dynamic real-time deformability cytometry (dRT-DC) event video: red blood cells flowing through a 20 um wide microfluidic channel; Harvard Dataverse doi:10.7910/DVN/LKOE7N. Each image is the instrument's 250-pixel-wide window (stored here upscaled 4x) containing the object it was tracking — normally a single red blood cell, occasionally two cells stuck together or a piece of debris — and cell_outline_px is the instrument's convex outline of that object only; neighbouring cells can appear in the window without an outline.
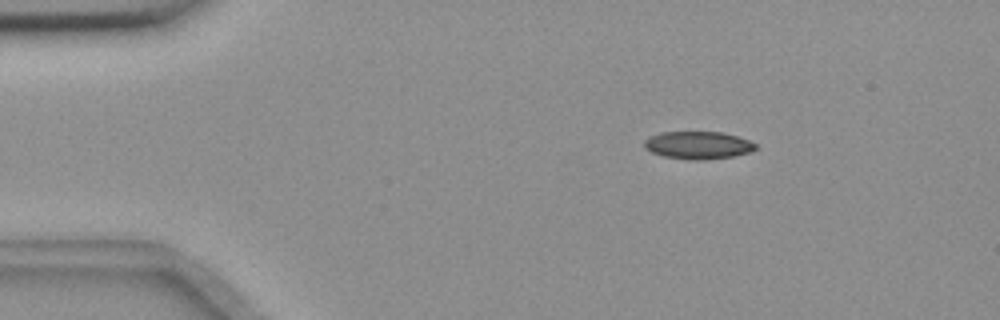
{"species": "common noctule bat (a hibernating species)", "species_latin": "Nyctalus noctula", "temperature_condition": "room temperature", "stored_images_in_passage": 47, "camera_frame_rate_fps": 3000, "um_per_image_px": 0.085, "animal": {"sex": "female", "body_mass_g": 18.4}, "frame": {"image": 1, "passage_image": 1, "time_ms": 0.0, "image_size_px": [1000, 320], "cell_outline_px": [[756, 148], [748, 152], [732, 156], [704, 160], [688, 160], [664, 156], [652, 152], [644, 148], [644, 140], [648, 136], [664, 132], [720, 132], [736, 136], [748, 140], [756, 144]], "centroid_in_image_um": [59.29, 12.34], "position_along_channel_um": 25.7, "area_um2": 17.8}}
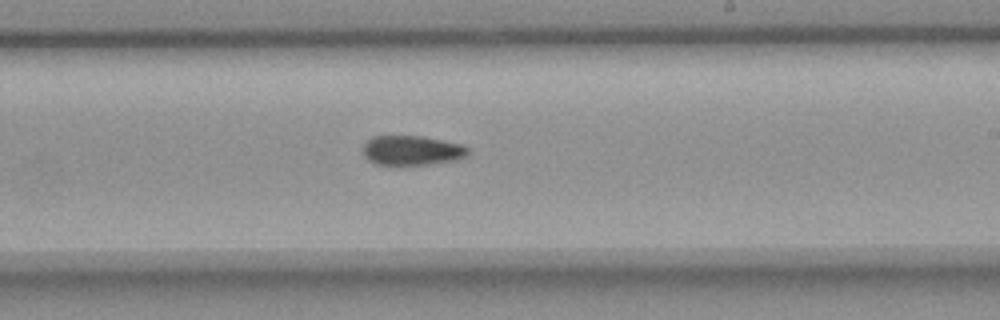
{"frame": {"image": 2, "passage_image": 25, "time_ms": 8.0, "image_size_px": [1000, 320], "cell_outline_px": [[468, 156], [456, 160], [404, 168], [392, 168], [376, 164], [368, 160], [364, 156], [364, 144], [372, 136], [424, 136], [464, 144], [468, 148]], "centroid_in_image_um": [35.01, 12.84], "position_along_channel_um": 254.0, "area_um2": 19.13}}
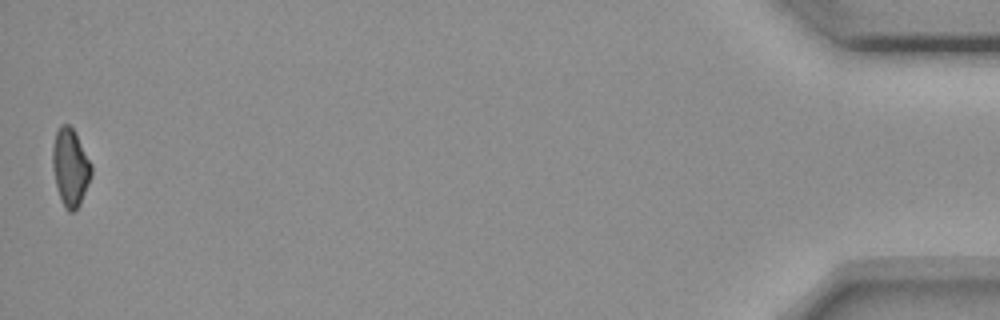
{"frame": {"image": 3, "passage_image": 47, "time_ms": 15.333, "image_size_px": [1000, 320], "cell_outline_px": [[92, 172], [80, 204], [72, 212], [68, 212], [64, 208], [56, 184], [52, 168], [52, 148], [56, 132], [60, 124], [68, 124], [72, 128], [92, 164]], "centroid_in_image_um": [5.96, 14.22], "position_along_channel_um": 429.2, "area_um2": 17.28}}